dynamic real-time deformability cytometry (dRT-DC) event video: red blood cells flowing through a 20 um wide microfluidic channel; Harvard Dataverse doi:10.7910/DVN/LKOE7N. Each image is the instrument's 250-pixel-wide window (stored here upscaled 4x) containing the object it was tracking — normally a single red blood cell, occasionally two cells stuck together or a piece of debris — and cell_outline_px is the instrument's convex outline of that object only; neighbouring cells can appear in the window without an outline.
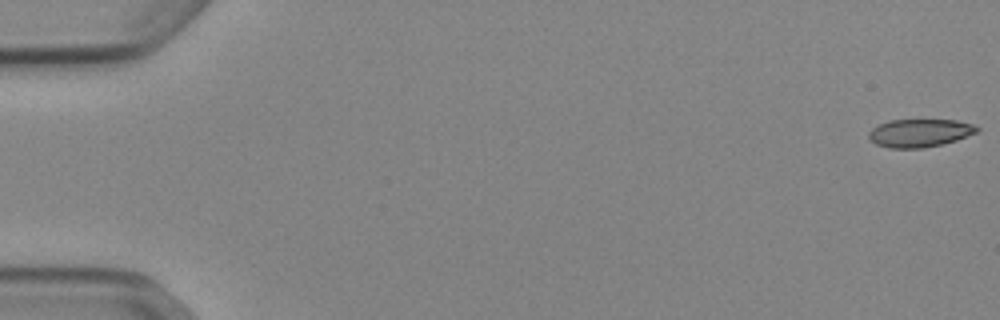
{"species": "Egyptian fruit bat (a non-hibernating species)", "species_latin": "Rousettus aegyptiacus", "temperature_condition": "cold", "stored_images_in_passage": 53, "camera_frame_rate_fps": 3000, "um_per_image_px": 0.085, "animal": {"sex": "female"}, "frame": {"image": 1, "passage_image": 1, "time_ms": 0.0, "image_size_px": [1000, 320], "cell_outline_px": [[980, 128], [976, 132], [956, 140], [924, 148], [888, 148], [876, 144], [868, 140], [868, 132], [872, 128], [880, 124], [892, 120], [956, 120], [972, 124]], "centroid_in_image_um": [78.13, 11.31], "position_along_channel_um": 6.9, "area_um2": 17.57}}
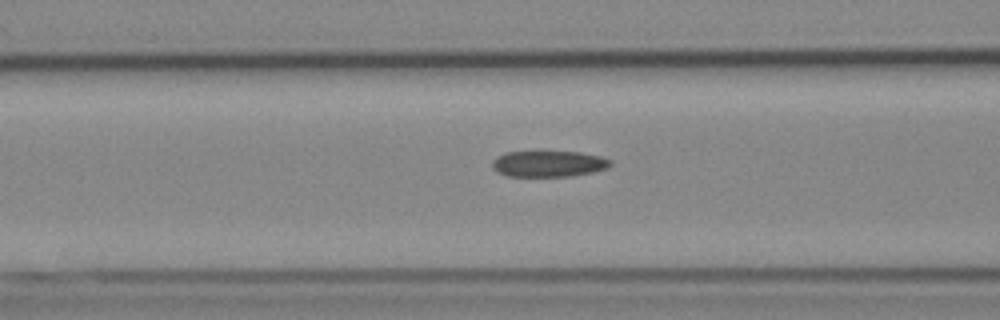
{"frame": {"image": 2, "passage_image": 22, "time_ms": 7.0, "image_size_px": [1000, 320], "cell_outline_px": [[612, 164], [608, 168], [592, 172], [572, 176], [508, 176], [496, 172], [492, 168], [492, 160], [496, 156], [504, 152], [580, 152], [600, 156], [612, 160]], "centroid_in_image_um": [46.61, 13.92], "position_along_channel_um": 120.0, "area_um2": 18.09}}
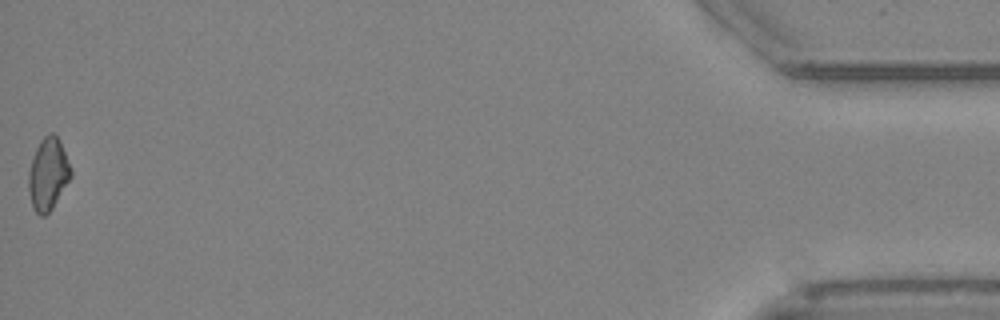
{"frame": {"image": 3, "passage_image": 53, "time_ms": 17.333, "image_size_px": [1000, 320], "cell_outline_px": [[72, 176], [52, 208], [44, 216], [40, 216], [36, 212], [32, 204], [28, 188], [28, 172], [36, 148], [40, 140], [48, 132], [52, 132], [60, 140], [72, 168]], "centroid_in_image_um": [4.1, 14.76], "position_along_channel_um": 431.1, "area_um2": 17.8}, "authors_computed_cell_mechanics": {"area_um2": 18.4382, "velocity_mm_per_s": 3.8978, "shape_relaxation_time_tau1_ms": null, "shape_relaxation_time_tau2_ms": 8.5261, "deformation_change_tau1": null, "deformation_change_tau2": 0.1604}}